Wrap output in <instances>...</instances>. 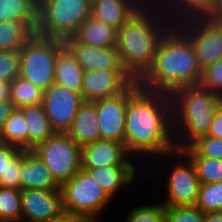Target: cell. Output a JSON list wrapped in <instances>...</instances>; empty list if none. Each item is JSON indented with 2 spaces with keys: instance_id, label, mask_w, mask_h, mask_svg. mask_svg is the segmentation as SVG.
<instances>
[{
  "instance_id": "1",
  "label": "cell",
  "mask_w": 222,
  "mask_h": 222,
  "mask_svg": "<svg viewBox=\"0 0 222 222\" xmlns=\"http://www.w3.org/2000/svg\"><path fill=\"white\" fill-rule=\"evenodd\" d=\"M124 144L133 157L173 155L177 148L169 94L139 84L128 94Z\"/></svg>"
},
{
  "instance_id": "2",
  "label": "cell",
  "mask_w": 222,
  "mask_h": 222,
  "mask_svg": "<svg viewBox=\"0 0 222 222\" xmlns=\"http://www.w3.org/2000/svg\"><path fill=\"white\" fill-rule=\"evenodd\" d=\"M201 77L202 69L190 38L172 25L161 37L153 63L138 83L146 90L171 95L182 87L198 85Z\"/></svg>"
},
{
  "instance_id": "3",
  "label": "cell",
  "mask_w": 222,
  "mask_h": 222,
  "mask_svg": "<svg viewBox=\"0 0 222 222\" xmlns=\"http://www.w3.org/2000/svg\"><path fill=\"white\" fill-rule=\"evenodd\" d=\"M171 26L159 4L149 0L117 30L121 63L136 81L151 67L158 43Z\"/></svg>"
},
{
  "instance_id": "4",
  "label": "cell",
  "mask_w": 222,
  "mask_h": 222,
  "mask_svg": "<svg viewBox=\"0 0 222 222\" xmlns=\"http://www.w3.org/2000/svg\"><path fill=\"white\" fill-rule=\"evenodd\" d=\"M170 96L175 145L182 150L207 136L213 116L222 106V96L200 84L182 87Z\"/></svg>"
},
{
  "instance_id": "5",
  "label": "cell",
  "mask_w": 222,
  "mask_h": 222,
  "mask_svg": "<svg viewBox=\"0 0 222 222\" xmlns=\"http://www.w3.org/2000/svg\"><path fill=\"white\" fill-rule=\"evenodd\" d=\"M65 214L100 222L99 213L112 201L108 194L82 168L60 185ZM110 201V202H109Z\"/></svg>"
},
{
  "instance_id": "6",
  "label": "cell",
  "mask_w": 222,
  "mask_h": 222,
  "mask_svg": "<svg viewBox=\"0 0 222 222\" xmlns=\"http://www.w3.org/2000/svg\"><path fill=\"white\" fill-rule=\"evenodd\" d=\"M33 151L59 185L70 180L81 169V147L67 133L55 132L38 143Z\"/></svg>"
},
{
  "instance_id": "7",
  "label": "cell",
  "mask_w": 222,
  "mask_h": 222,
  "mask_svg": "<svg viewBox=\"0 0 222 222\" xmlns=\"http://www.w3.org/2000/svg\"><path fill=\"white\" fill-rule=\"evenodd\" d=\"M178 27L190 38L202 70L222 58V22L192 19Z\"/></svg>"
},
{
  "instance_id": "8",
  "label": "cell",
  "mask_w": 222,
  "mask_h": 222,
  "mask_svg": "<svg viewBox=\"0 0 222 222\" xmlns=\"http://www.w3.org/2000/svg\"><path fill=\"white\" fill-rule=\"evenodd\" d=\"M174 157L181 160L174 163L167 182L168 197L162 204L164 206H194L197 203L201 183L196 174L195 166L192 160L182 151L175 149ZM177 154V155H176ZM185 157V158H184Z\"/></svg>"
},
{
  "instance_id": "9",
  "label": "cell",
  "mask_w": 222,
  "mask_h": 222,
  "mask_svg": "<svg viewBox=\"0 0 222 222\" xmlns=\"http://www.w3.org/2000/svg\"><path fill=\"white\" fill-rule=\"evenodd\" d=\"M83 102L81 93L56 83L43 91L42 106L54 132L67 133Z\"/></svg>"
},
{
  "instance_id": "10",
  "label": "cell",
  "mask_w": 222,
  "mask_h": 222,
  "mask_svg": "<svg viewBox=\"0 0 222 222\" xmlns=\"http://www.w3.org/2000/svg\"><path fill=\"white\" fill-rule=\"evenodd\" d=\"M135 81L124 92L92 101L99 118L100 139L124 143L128 94L138 85Z\"/></svg>"
},
{
  "instance_id": "11",
  "label": "cell",
  "mask_w": 222,
  "mask_h": 222,
  "mask_svg": "<svg viewBox=\"0 0 222 222\" xmlns=\"http://www.w3.org/2000/svg\"><path fill=\"white\" fill-rule=\"evenodd\" d=\"M19 54L20 77L43 91L54 83L57 54L42 46L22 47Z\"/></svg>"
},
{
  "instance_id": "12",
  "label": "cell",
  "mask_w": 222,
  "mask_h": 222,
  "mask_svg": "<svg viewBox=\"0 0 222 222\" xmlns=\"http://www.w3.org/2000/svg\"><path fill=\"white\" fill-rule=\"evenodd\" d=\"M136 80L125 69L84 71L81 95L84 101H95L118 95Z\"/></svg>"
},
{
  "instance_id": "13",
  "label": "cell",
  "mask_w": 222,
  "mask_h": 222,
  "mask_svg": "<svg viewBox=\"0 0 222 222\" xmlns=\"http://www.w3.org/2000/svg\"><path fill=\"white\" fill-rule=\"evenodd\" d=\"M22 222H47L64 214L61 190H21Z\"/></svg>"
},
{
  "instance_id": "14",
  "label": "cell",
  "mask_w": 222,
  "mask_h": 222,
  "mask_svg": "<svg viewBox=\"0 0 222 222\" xmlns=\"http://www.w3.org/2000/svg\"><path fill=\"white\" fill-rule=\"evenodd\" d=\"M81 168L103 166H134L132 155L123 142L100 139L81 147ZM131 161V162H130Z\"/></svg>"
},
{
  "instance_id": "15",
  "label": "cell",
  "mask_w": 222,
  "mask_h": 222,
  "mask_svg": "<svg viewBox=\"0 0 222 222\" xmlns=\"http://www.w3.org/2000/svg\"><path fill=\"white\" fill-rule=\"evenodd\" d=\"M91 16L89 0H49L47 17L50 23L61 30H79Z\"/></svg>"
},
{
  "instance_id": "16",
  "label": "cell",
  "mask_w": 222,
  "mask_h": 222,
  "mask_svg": "<svg viewBox=\"0 0 222 222\" xmlns=\"http://www.w3.org/2000/svg\"><path fill=\"white\" fill-rule=\"evenodd\" d=\"M149 0H95L91 2V16L119 30Z\"/></svg>"
},
{
  "instance_id": "17",
  "label": "cell",
  "mask_w": 222,
  "mask_h": 222,
  "mask_svg": "<svg viewBox=\"0 0 222 222\" xmlns=\"http://www.w3.org/2000/svg\"><path fill=\"white\" fill-rule=\"evenodd\" d=\"M21 190H59L60 185L53 178L42 159L33 150H22L20 170Z\"/></svg>"
},
{
  "instance_id": "18",
  "label": "cell",
  "mask_w": 222,
  "mask_h": 222,
  "mask_svg": "<svg viewBox=\"0 0 222 222\" xmlns=\"http://www.w3.org/2000/svg\"><path fill=\"white\" fill-rule=\"evenodd\" d=\"M56 29L47 17V8L27 9L22 20V47L42 46L51 50V40Z\"/></svg>"
},
{
  "instance_id": "19",
  "label": "cell",
  "mask_w": 222,
  "mask_h": 222,
  "mask_svg": "<svg viewBox=\"0 0 222 222\" xmlns=\"http://www.w3.org/2000/svg\"><path fill=\"white\" fill-rule=\"evenodd\" d=\"M155 2L165 11L173 26L192 19L209 18L214 7V0H156Z\"/></svg>"
},
{
  "instance_id": "20",
  "label": "cell",
  "mask_w": 222,
  "mask_h": 222,
  "mask_svg": "<svg viewBox=\"0 0 222 222\" xmlns=\"http://www.w3.org/2000/svg\"><path fill=\"white\" fill-rule=\"evenodd\" d=\"M99 118L91 101H84L78 109L67 134L80 147L100 140Z\"/></svg>"
},
{
  "instance_id": "21",
  "label": "cell",
  "mask_w": 222,
  "mask_h": 222,
  "mask_svg": "<svg viewBox=\"0 0 222 222\" xmlns=\"http://www.w3.org/2000/svg\"><path fill=\"white\" fill-rule=\"evenodd\" d=\"M73 55L83 71L124 69L116 47L96 48L79 43Z\"/></svg>"
},
{
  "instance_id": "22",
  "label": "cell",
  "mask_w": 222,
  "mask_h": 222,
  "mask_svg": "<svg viewBox=\"0 0 222 222\" xmlns=\"http://www.w3.org/2000/svg\"><path fill=\"white\" fill-rule=\"evenodd\" d=\"M113 200L122 186L130 185L135 180V166H103L94 169H83Z\"/></svg>"
},
{
  "instance_id": "23",
  "label": "cell",
  "mask_w": 222,
  "mask_h": 222,
  "mask_svg": "<svg viewBox=\"0 0 222 222\" xmlns=\"http://www.w3.org/2000/svg\"><path fill=\"white\" fill-rule=\"evenodd\" d=\"M19 109L26 120L27 150H33L38 143L45 141L55 132L51 128L42 104L24 106Z\"/></svg>"
},
{
  "instance_id": "24",
  "label": "cell",
  "mask_w": 222,
  "mask_h": 222,
  "mask_svg": "<svg viewBox=\"0 0 222 222\" xmlns=\"http://www.w3.org/2000/svg\"><path fill=\"white\" fill-rule=\"evenodd\" d=\"M79 39V43L96 48L116 47L117 30L90 16L79 28Z\"/></svg>"
},
{
  "instance_id": "25",
  "label": "cell",
  "mask_w": 222,
  "mask_h": 222,
  "mask_svg": "<svg viewBox=\"0 0 222 222\" xmlns=\"http://www.w3.org/2000/svg\"><path fill=\"white\" fill-rule=\"evenodd\" d=\"M83 73L84 71L73 54L58 55L55 62L54 83L71 91L81 93Z\"/></svg>"
},
{
  "instance_id": "26",
  "label": "cell",
  "mask_w": 222,
  "mask_h": 222,
  "mask_svg": "<svg viewBox=\"0 0 222 222\" xmlns=\"http://www.w3.org/2000/svg\"><path fill=\"white\" fill-rule=\"evenodd\" d=\"M0 142L27 150L26 120L19 108L11 111L0 132Z\"/></svg>"
},
{
  "instance_id": "27",
  "label": "cell",
  "mask_w": 222,
  "mask_h": 222,
  "mask_svg": "<svg viewBox=\"0 0 222 222\" xmlns=\"http://www.w3.org/2000/svg\"><path fill=\"white\" fill-rule=\"evenodd\" d=\"M43 90L18 76L10 83L9 101L14 108L42 104Z\"/></svg>"
},
{
  "instance_id": "28",
  "label": "cell",
  "mask_w": 222,
  "mask_h": 222,
  "mask_svg": "<svg viewBox=\"0 0 222 222\" xmlns=\"http://www.w3.org/2000/svg\"><path fill=\"white\" fill-rule=\"evenodd\" d=\"M182 151L192 160L201 184L222 181V161L199 156L190 146Z\"/></svg>"
},
{
  "instance_id": "29",
  "label": "cell",
  "mask_w": 222,
  "mask_h": 222,
  "mask_svg": "<svg viewBox=\"0 0 222 222\" xmlns=\"http://www.w3.org/2000/svg\"><path fill=\"white\" fill-rule=\"evenodd\" d=\"M0 222H22L21 190L0 186Z\"/></svg>"
},
{
  "instance_id": "30",
  "label": "cell",
  "mask_w": 222,
  "mask_h": 222,
  "mask_svg": "<svg viewBox=\"0 0 222 222\" xmlns=\"http://www.w3.org/2000/svg\"><path fill=\"white\" fill-rule=\"evenodd\" d=\"M196 206L203 213L222 211V181L201 184Z\"/></svg>"
},
{
  "instance_id": "31",
  "label": "cell",
  "mask_w": 222,
  "mask_h": 222,
  "mask_svg": "<svg viewBox=\"0 0 222 222\" xmlns=\"http://www.w3.org/2000/svg\"><path fill=\"white\" fill-rule=\"evenodd\" d=\"M22 48V22L6 21L0 23V51L20 50Z\"/></svg>"
},
{
  "instance_id": "32",
  "label": "cell",
  "mask_w": 222,
  "mask_h": 222,
  "mask_svg": "<svg viewBox=\"0 0 222 222\" xmlns=\"http://www.w3.org/2000/svg\"><path fill=\"white\" fill-rule=\"evenodd\" d=\"M80 42L79 30L56 29L51 40V51L57 55L73 54Z\"/></svg>"
},
{
  "instance_id": "33",
  "label": "cell",
  "mask_w": 222,
  "mask_h": 222,
  "mask_svg": "<svg viewBox=\"0 0 222 222\" xmlns=\"http://www.w3.org/2000/svg\"><path fill=\"white\" fill-rule=\"evenodd\" d=\"M128 213L126 222H166V209L162 203L141 205Z\"/></svg>"
},
{
  "instance_id": "34",
  "label": "cell",
  "mask_w": 222,
  "mask_h": 222,
  "mask_svg": "<svg viewBox=\"0 0 222 222\" xmlns=\"http://www.w3.org/2000/svg\"><path fill=\"white\" fill-rule=\"evenodd\" d=\"M19 50L0 51V82L11 83L19 76Z\"/></svg>"
},
{
  "instance_id": "35",
  "label": "cell",
  "mask_w": 222,
  "mask_h": 222,
  "mask_svg": "<svg viewBox=\"0 0 222 222\" xmlns=\"http://www.w3.org/2000/svg\"><path fill=\"white\" fill-rule=\"evenodd\" d=\"M166 222H203L204 213L196 206H165Z\"/></svg>"
},
{
  "instance_id": "36",
  "label": "cell",
  "mask_w": 222,
  "mask_h": 222,
  "mask_svg": "<svg viewBox=\"0 0 222 222\" xmlns=\"http://www.w3.org/2000/svg\"><path fill=\"white\" fill-rule=\"evenodd\" d=\"M190 147L199 156L222 161V139L202 136L194 141Z\"/></svg>"
},
{
  "instance_id": "37",
  "label": "cell",
  "mask_w": 222,
  "mask_h": 222,
  "mask_svg": "<svg viewBox=\"0 0 222 222\" xmlns=\"http://www.w3.org/2000/svg\"><path fill=\"white\" fill-rule=\"evenodd\" d=\"M28 9L27 0H0V23L22 22Z\"/></svg>"
},
{
  "instance_id": "38",
  "label": "cell",
  "mask_w": 222,
  "mask_h": 222,
  "mask_svg": "<svg viewBox=\"0 0 222 222\" xmlns=\"http://www.w3.org/2000/svg\"><path fill=\"white\" fill-rule=\"evenodd\" d=\"M199 84L222 96V58L202 70Z\"/></svg>"
},
{
  "instance_id": "39",
  "label": "cell",
  "mask_w": 222,
  "mask_h": 222,
  "mask_svg": "<svg viewBox=\"0 0 222 222\" xmlns=\"http://www.w3.org/2000/svg\"><path fill=\"white\" fill-rule=\"evenodd\" d=\"M22 150H20L7 164L5 178L0 182L1 187L21 190L20 170Z\"/></svg>"
},
{
  "instance_id": "40",
  "label": "cell",
  "mask_w": 222,
  "mask_h": 222,
  "mask_svg": "<svg viewBox=\"0 0 222 222\" xmlns=\"http://www.w3.org/2000/svg\"><path fill=\"white\" fill-rule=\"evenodd\" d=\"M16 146L0 142V182L5 178L8 162L20 151Z\"/></svg>"
},
{
  "instance_id": "41",
  "label": "cell",
  "mask_w": 222,
  "mask_h": 222,
  "mask_svg": "<svg viewBox=\"0 0 222 222\" xmlns=\"http://www.w3.org/2000/svg\"><path fill=\"white\" fill-rule=\"evenodd\" d=\"M207 136L222 139V106L214 114Z\"/></svg>"
},
{
  "instance_id": "42",
  "label": "cell",
  "mask_w": 222,
  "mask_h": 222,
  "mask_svg": "<svg viewBox=\"0 0 222 222\" xmlns=\"http://www.w3.org/2000/svg\"><path fill=\"white\" fill-rule=\"evenodd\" d=\"M13 109L14 106L10 101H0V132Z\"/></svg>"
},
{
  "instance_id": "43",
  "label": "cell",
  "mask_w": 222,
  "mask_h": 222,
  "mask_svg": "<svg viewBox=\"0 0 222 222\" xmlns=\"http://www.w3.org/2000/svg\"><path fill=\"white\" fill-rule=\"evenodd\" d=\"M208 19L222 22V0H214V7Z\"/></svg>"
},
{
  "instance_id": "44",
  "label": "cell",
  "mask_w": 222,
  "mask_h": 222,
  "mask_svg": "<svg viewBox=\"0 0 222 222\" xmlns=\"http://www.w3.org/2000/svg\"><path fill=\"white\" fill-rule=\"evenodd\" d=\"M47 222H91V221L82 217L72 216L70 214L64 213L60 218L55 220H50Z\"/></svg>"
},
{
  "instance_id": "45",
  "label": "cell",
  "mask_w": 222,
  "mask_h": 222,
  "mask_svg": "<svg viewBox=\"0 0 222 222\" xmlns=\"http://www.w3.org/2000/svg\"><path fill=\"white\" fill-rule=\"evenodd\" d=\"M203 222H222V211L204 213Z\"/></svg>"
},
{
  "instance_id": "46",
  "label": "cell",
  "mask_w": 222,
  "mask_h": 222,
  "mask_svg": "<svg viewBox=\"0 0 222 222\" xmlns=\"http://www.w3.org/2000/svg\"><path fill=\"white\" fill-rule=\"evenodd\" d=\"M10 83L0 82V101H9Z\"/></svg>"
},
{
  "instance_id": "47",
  "label": "cell",
  "mask_w": 222,
  "mask_h": 222,
  "mask_svg": "<svg viewBox=\"0 0 222 222\" xmlns=\"http://www.w3.org/2000/svg\"><path fill=\"white\" fill-rule=\"evenodd\" d=\"M49 0H27L28 9L47 8Z\"/></svg>"
}]
</instances>
